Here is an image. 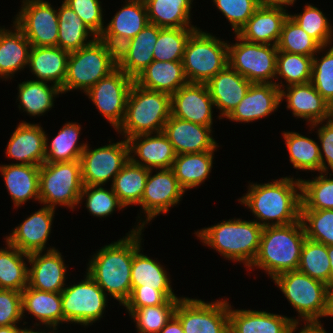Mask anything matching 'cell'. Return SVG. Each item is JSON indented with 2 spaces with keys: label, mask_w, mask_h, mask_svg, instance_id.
<instances>
[{
  "label": "cell",
  "mask_w": 333,
  "mask_h": 333,
  "mask_svg": "<svg viewBox=\"0 0 333 333\" xmlns=\"http://www.w3.org/2000/svg\"><path fill=\"white\" fill-rule=\"evenodd\" d=\"M99 37L105 28L104 9L100 0H62Z\"/></svg>",
  "instance_id": "9f6ffc18"
},
{
  "label": "cell",
  "mask_w": 333,
  "mask_h": 333,
  "mask_svg": "<svg viewBox=\"0 0 333 333\" xmlns=\"http://www.w3.org/2000/svg\"><path fill=\"white\" fill-rule=\"evenodd\" d=\"M40 206L42 207L39 210L32 212L3 238L10 245L27 254L57 249L54 246L47 247L56 209Z\"/></svg>",
  "instance_id": "e0dca14e"
},
{
  "label": "cell",
  "mask_w": 333,
  "mask_h": 333,
  "mask_svg": "<svg viewBox=\"0 0 333 333\" xmlns=\"http://www.w3.org/2000/svg\"><path fill=\"white\" fill-rule=\"evenodd\" d=\"M82 125L78 122L63 124L57 135L50 141L45 133V161L44 163L73 162L80 157L87 147L88 142L80 143ZM50 141V142H49ZM50 143V144H49Z\"/></svg>",
  "instance_id": "8d00e7d4"
},
{
  "label": "cell",
  "mask_w": 333,
  "mask_h": 333,
  "mask_svg": "<svg viewBox=\"0 0 333 333\" xmlns=\"http://www.w3.org/2000/svg\"><path fill=\"white\" fill-rule=\"evenodd\" d=\"M175 316L184 333H229V299L204 301L182 295Z\"/></svg>",
  "instance_id": "4fadbf2b"
},
{
  "label": "cell",
  "mask_w": 333,
  "mask_h": 333,
  "mask_svg": "<svg viewBox=\"0 0 333 333\" xmlns=\"http://www.w3.org/2000/svg\"><path fill=\"white\" fill-rule=\"evenodd\" d=\"M83 183L80 160L61 163H43L39 171V204L54 209L79 208ZM58 205V206H57Z\"/></svg>",
  "instance_id": "9c48e42d"
},
{
  "label": "cell",
  "mask_w": 333,
  "mask_h": 333,
  "mask_svg": "<svg viewBox=\"0 0 333 333\" xmlns=\"http://www.w3.org/2000/svg\"><path fill=\"white\" fill-rule=\"evenodd\" d=\"M160 27L148 23L135 37L117 49V67L133 79L153 60Z\"/></svg>",
  "instance_id": "484cf974"
},
{
  "label": "cell",
  "mask_w": 333,
  "mask_h": 333,
  "mask_svg": "<svg viewBox=\"0 0 333 333\" xmlns=\"http://www.w3.org/2000/svg\"><path fill=\"white\" fill-rule=\"evenodd\" d=\"M58 248L29 254L28 286L40 291L62 292L69 265ZM67 277V278H66Z\"/></svg>",
  "instance_id": "ffe728a7"
},
{
  "label": "cell",
  "mask_w": 333,
  "mask_h": 333,
  "mask_svg": "<svg viewBox=\"0 0 333 333\" xmlns=\"http://www.w3.org/2000/svg\"><path fill=\"white\" fill-rule=\"evenodd\" d=\"M194 0H144L148 21L160 28H198L192 24Z\"/></svg>",
  "instance_id": "74e56055"
},
{
  "label": "cell",
  "mask_w": 333,
  "mask_h": 333,
  "mask_svg": "<svg viewBox=\"0 0 333 333\" xmlns=\"http://www.w3.org/2000/svg\"><path fill=\"white\" fill-rule=\"evenodd\" d=\"M119 9L99 36L102 41L116 50L135 37L149 23L144 0H125Z\"/></svg>",
  "instance_id": "603a6c76"
},
{
  "label": "cell",
  "mask_w": 333,
  "mask_h": 333,
  "mask_svg": "<svg viewBox=\"0 0 333 333\" xmlns=\"http://www.w3.org/2000/svg\"><path fill=\"white\" fill-rule=\"evenodd\" d=\"M309 131L315 133L319 142L322 172L333 173V117L327 121H320L309 125ZM331 170V171H330Z\"/></svg>",
  "instance_id": "91938a15"
},
{
  "label": "cell",
  "mask_w": 333,
  "mask_h": 333,
  "mask_svg": "<svg viewBox=\"0 0 333 333\" xmlns=\"http://www.w3.org/2000/svg\"><path fill=\"white\" fill-rule=\"evenodd\" d=\"M159 333H184L179 319L174 315Z\"/></svg>",
  "instance_id": "6125c7cd"
},
{
  "label": "cell",
  "mask_w": 333,
  "mask_h": 333,
  "mask_svg": "<svg viewBox=\"0 0 333 333\" xmlns=\"http://www.w3.org/2000/svg\"><path fill=\"white\" fill-rule=\"evenodd\" d=\"M59 328L58 327H48V328H31L29 326V328L27 329V332L26 333H58L60 330H58ZM42 330V331H41ZM48 331V332H47ZM63 333V332H62Z\"/></svg>",
  "instance_id": "003e7915"
},
{
  "label": "cell",
  "mask_w": 333,
  "mask_h": 333,
  "mask_svg": "<svg viewBox=\"0 0 333 333\" xmlns=\"http://www.w3.org/2000/svg\"><path fill=\"white\" fill-rule=\"evenodd\" d=\"M129 159V144L124 137L116 143L109 139V144L95 149L87 144L80 157L83 185H106L109 181L113 182Z\"/></svg>",
  "instance_id": "5bb4252c"
},
{
  "label": "cell",
  "mask_w": 333,
  "mask_h": 333,
  "mask_svg": "<svg viewBox=\"0 0 333 333\" xmlns=\"http://www.w3.org/2000/svg\"><path fill=\"white\" fill-rule=\"evenodd\" d=\"M295 317L264 310L233 309L229 303V333H290Z\"/></svg>",
  "instance_id": "4316f807"
},
{
  "label": "cell",
  "mask_w": 333,
  "mask_h": 333,
  "mask_svg": "<svg viewBox=\"0 0 333 333\" xmlns=\"http://www.w3.org/2000/svg\"><path fill=\"white\" fill-rule=\"evenodd\" d=\"M251 84L229 65L206 83L214 107L219 110L217 119L226 118L232 112L241 102Z\"/></svg>",
  "instance_id": "f1b7e54d"
},
{
  "label": "cell",
  "mask_w": 333,
  "mask_h": 333,
  "mask_svg": "<svg viewBox=\"0 0 333 333\" xmlns=\"http://www.w3.org/2000/svg\"><path fill=\"white\" fill-rule=\"evenodd\" d=\"M262 230L254 220L230 218L198 229L194 234L204 246L211 247L225 260L248 268L257 255Z\"/></svg>",
  "instance_id": "277c9868"
},
{
  "label": "cell",
  "mask_w": 333,
  "mask_h": 333,
  "mask_svg": "<svg viewBox=\"0 0 333 333\" xmlns=\"http://www.w3.org/2000/svg\"><path fill=\"white\" fill-rule=\"evenodd\" d=\"M197 28H161L153 49L154 60L183 61L190 34Z\"/></svg>",
  "instance_id": "816d5d0a"
},
{
  "label": "cell",
  "mask_w": 333,
  "mask_h": 333,
  "mask_svg": "<svg viewBox=\"0 0 333 333\" xmlns=\"http://www.w3.org/2000/svg\"><path fill=\"white\" fill-rule=\"evenodd\" d=\"M332 318L333 317V288L329 290L328 293V311L326 318Z\"/></svg>",
  "instance_id": "a7ac6f4b"
},
{
  "label": "cell",
  "mask_w": 333,
  "mask_h": 333,
  "mask_svg": "<svg viewBox=\"0 0 333 333\" xmlns=\"http://www.w3.org/2000/svg\"><path fill=\"white\" fill-rule=\"evenodd\" d=\"M286 101V109L295 119H303L311 125L333 117L332 107L316 91L311 82L293 84L280 89V104Z\"/></svg>",
  "instance_id": "d6986e66"
},
{
  "label": "cell",
  "mask_w": 333,
  "mask_h": 333,
  "mask_svg": "<svg viewBox=\"0 0 333 333\" xmlns=\"http://www.w3.org/2000/svg\"><path fill=\"white\" fill-rule=\"evenodd\" d=\"M289 13L288 10L261 5L237 35L250 43L277 45Z\"/></svg>",
  "instance_id": "d6a6232c"
},
{
  "label": "cell",
  "mask_w": 333,
  "mask_h": 333,
  "mask_svg": "<svg viewBox=\"0 0 333 333\" xmlns=\"http://www.w3.org/2000/svg\"><path fill=\"white\" fill-rule=\"evenodd\" d=\"M22 318V294L11 289H0V327L28 322ZM25 321V322H24Z\"/></svg>",
  "instance_id": "680465c9"
},
{
  "label": "cell",
  "mask_w": 333,
  "mask_h": 333,
  "mask_svg": "<svg viewBox=\"0 0 333 333\" xmlns=\"http://www.w3.org/2000/svg\"><path fill=\"white\" fill-rule=\"evenodd\" d=\"M300 219L306 238L327 246L333 245V209H301Z\"/></svg>",
  "instance_id": "db71d44e"
},
{
  "label": "cell",
  "mask_w": 333,
  "mask_h": 333,
  "mask_svg": "<svg viewBox=\"0 0 333 333\" xmlns=\"http://www.w3.org/2000/svg\"><path fill=\"white\" fill-rule=\"evenodd\" d=\"M180 299H169L166 303L156 306H146L139 309H125L137 333H159L175 315Z\"/></svg>",
  "instance_id": "bcb514c9"
},
{
  "label": "cell",
  "mask_w": 333,
  "mask_h": 333,
  "mask_svg": "<svg viewBox=\"0 0 333 333\" xmlns=\"http://www.w3.org/2000/svg\"><path fill=\"white\" fill-rule=\"evenodd\" d=\"M311 83L333 109V44L322 46L313 56Z\"/></svg>",
  "instance_id": "f5cc1de1"
},
{
  "label": "cell",
  "mask_w": 333,
  "mask_h": 333,
  "mask_svg": "<svg viewBox=\"0 0 333 333\" xmlns=\"http://www.w3.org/2000/svg\"><path fill=\"white\" fill-rule=\"evenodd\" d=\"M7 29L0 26V80H12L28 66L31 43L13 22ZM12 28V29H11Z\"/></svg>",
  "instance_id": "f546056e"
},
{
  "label": "cell",
  "mask_w": 333,
  "mask_h": 333,
  "mask_svg": "<svg viewBox=\"0 0 333 333\" xmlns=\"http://www.w3.org/2000/svg\"><path fill=\"white\" fill-rule=\"evenodd\" d=\"M170 115V95L145 89L133 82L123 122L115 132L126 140L136 135L162 132Z\"/></svg>",
  "instance_id": "5b68a950"
},
{
  "label": "cell",
  "mask_w": 333,
  "mask_h": 333,
  "mask_svg": "<svg viewBox=\"0 0 333 333\" xmlns=\"http://www.w3.org/2000/svg\"><path fill=\"white\" fill-rule=\"evenodd\" d=\"M134 82L148 90L172 96L188 83L182 61L153 60L135 78Z\"/></svg>",
  "instance_id": "e575fe53"
},
{
  "label": "cell",
  "mask_w": 333,
  "mask_h": 333,
  "mask_svg": "<svg viewBox=\"0 0 333 333\" xmlns=\"http://www.w3.org/2000/svg\"><path fill=\"white\" fill-rule=\"evenodd\" d=\"M298 270L327 284L330 277L327 245L306 238L301 250Z\"/></svg>",
  "instance_id": "681fc988"
},
{
  "label": "cell",
  "mask_w": 333,
  "mask_h": 333,
  "mask_svg": "<svg viewBox=\"0 0 333 333\" xmlns=\"http://www.w3.org/2000/svg\"><path fill=\"white\" fill-rule=\"evenodd\" d=\"M174 290H156L143 288V286H132L129 299L124 303L125 309H139L146 306H156L166 303L169 299H181Z\"/></svg>",
  "instance_id": "6f0895ef"
},
{
  "label": "cell",
  "mask_w": 333,
  "mask_h": 333,
  "mask_svg": "<svg viewBox=\"0 0 333 333\" xmlns=\"http://www.w3.org/2000/svg\"><path fill=\"white\" fill-rule=\"evenodd\" d=\"M306 234L301 219L287 225L263 227L259 249L252 264L246 269L262 270L274 279L284 272L298 270Z\"/></svg>",
  "instance_id": "3957f363"
},
{
  "label": "cell",
  "mask_w": 333,
  "mask_h": 333,
  "mask_svg": "<svg viewBox=\"0 0 333 333\" xmlns=\"http://www.w3.org/2000/svg\"><path fill=\"white\" fill-rule=\"evenodd\" d=\"M280 107V89L275 84L252 83L241 102L226 117L231 122L252 123L269 117Z\"/></svg>",
  "instance_id": "cb8c5ba5"
},
{
  "label": "cell",
  "mask_w": 333,
  "mask_h": 333,
  "mask_svg": "<svg viewBox=\"0 0 333 333\" xmlns=\"http://www.w3.org/2000/svg\"><path fill=\"white\" fill-rule=\"evenodd\" d=\"M271 281L297 312L295 324H321L320 319L326 318L329 289L325 283L299 270L284 272Z\"/></svg>",
  "instance_id": "8992f818"
},
{
  "label": "cell",
  "mask_w": 333,
  "mask_h": 333,
  "mask_svg": "<svg viewBox=\"0 0 333 333\" xmlns=\"http://www.w3.org/2000/svg\"><path fill=\"white\" fill-rule=\"evenodd\" d=\"M148 174L149 169L129 159L115 176L110 186L125 208L141 203Z\"/></svg>",
  "instance_id": "7bdbcfd3"
},
{
  "label": "cell",
  "mask_w": 333,
  "mask_h": 333,
  "mask_svg": "<svg viewBox=\"0 0 333 333\" xmlns=\"http://www.w3.org/2000/svg\"><path fill=\"white\" fill-rule=\"evenodd\" d=\"M22 318L32 316L36 322L31 328L60 327L63 325L61 292L40 291L29 286L22 292ZM26 313V314H25Z\"/></svg>",
  "instance_id": "4dcf8cb0"
},
{
  "label": "cell",
  "mask_w": 333,
  "mask_h": 333,
  "mask_svg": "<svg viewBox=\"0 0 333 333\" xmlns=\"http://www.w3.org/2000/svg\"><path fill=\"white\" fill-rule=\"evenodd\" d=\"M289 162L296 170L322 172L319 142L296 131H283Z\"/></svg>",
  "instance_id": "60d3db41"
},
{
  "label": "cell",
  "mask_w": 333,
  "mask_h": 333,
  "mask_svg": "<svg viewBox=\"0 0 333 333\" xmlns=\"http://www.w3.org/2000/svg\"><path fill=\"white\" fill-rule=\"evenodd\" d=\"M127 141L130 160L134 164L149 170L172 168L176 153L163 131L136 135Z\"/></svg>",
  "instance_id": "d4e9b609"
},
{
  "label": "cell",
  "mask_w": 333,
  "mask_h": 333,
  "mask_svg": "<svg viewBox=\"0 0 333 333\" xmlns=\"http://www.w3.org/2000/svg\"><path fill=\"white\" fill-rule=\"evenodd\" d=\"M28 327H20L19 325H10L0 327V333H26Z\"/></svg>",
  "instance_id": "e7e4bbea"
},
{
  "label": "cell",
  "mask_w": 333,
  "mask_h": 333,
  "mask_svg": "<svg viewBox=\"0 0 333 333\" xmlns=\"http://www.w3.org/2000/svg\"><path fill=\"white\" fill-rule=\"evenodd\" d=\"M117 68V50L99 37L86 47L69 53L62 93H86Z\"/></svg>",
  "instance_id": "52a82bcc"
},
{
  "label": "cell",
  "mask_w": 333,
  "mask_h": 333,
  "mask_svg": "<svg viewBox=\"0 0 333 333\" xmlns=\"http://www.w3.org/2000/svg\"><path fill=\"white\" fill-rule=\"evenodd\" d=\"M31 79L18 83L16 103L19 102L17 104L20 111L36 118L54 108L56 97L63 93L57 85Z\"/></svg>",
  "instance_id": "d590c367"
},
{
  "label": "cell",
  "mask_w": 333,
  "mask_h": 333,
  "mask_svg": "<svg viewBox=\"0 0 333 333\" xmlns=\"http://www.w3.org/2000/svg\"><path fill=\"white\" fill-rule=\"evenodd\" d=\"M4 242L6 247L0 248V289L22 292L28 286L29 254Z\"/></svg>",
  "instance_id": "b9f144b4"
},
{
  "label": "cell",
  "mask_w": 333,
  "mask_h": 333,
  "mask_svg": "<svg viewBox=\"0 0 333 333\" xmlns=\"http://www.w3.org/2000/svg\"><path fill=\"white\" fill-rule=\"evenodd\" d=\"M295 2H297V0H261V5L287 10L288 6L291 8Z\"/></svg>",
  "instance_id": "be15d7a7"
},
{
  "label": "cell",
  "mask_w": 333,
  "mask_h": 333,
  "mask_svg": "<svg viewBox=\"0 0 333 333\" xmlns=\"http://www.w3.org/2000/svg\"><path fill=\"white\" fill-rule=\"evenodd\" d=\"M39 171L40 166L25 164H0L8 195L14 208L22 207L30 200L39 203Z\"/></svg>",
  "instance_id": "1f68e13d"
},
{
  "label": "cell",
  "mask_w": 333,
  "mask_h": 333,
  "mask_svg": "<svg viewBox=\"0 0 333 333\" xmlns=\"http://www.w3.org/2000/svg\"><path fill=\"white\" fill-rule=\"evenodd\" d=\"M211 2L227 19L233 34H237L261 6V0H212Z\"/></svg>",
  "instance_id": "11a10c76"
},
{
  "label": "cell",
  "mask_w": 333,
  "mask_h": 333,
  "mask_svg": "<svg viewBox=\"0 0 333 333\" xmlns=\"http://www.w3.org/2000/svg\"><path fill=\"white\" fill-rule=\"evenodd\" d=\"M106 188L105 185H83L79 199V204L85 200V207L91 216L106 219L115 211L125 210V206L119 201V198L112 190V187ZM117 209V210H116Z\"/></svg>",
  "instance_id": "7dc6e473"
},
{
  "label": "cell",
  "mask_w": 333,
  "mask_h": 333,
  "mask_svg": "<svg viewBox=\"0 0 333 333\" xmlns=\"http://www.w3.org/2000/svg\"><path fill=\"white\" fill-rule=\"evenodd\" d=\"M305 4L300 13H289V16L321 46L332 45L333 26L331 19L328 20L325 13L314 4H308V2Z\"/></svg>",
  "instance_id": "c3c4849f"
},
{
  "label": "cell",
  "mask_w": 333,
  "mask_h": 333,
  "mask_svg": "<svg viewBox=\"0 0 333 333\" xmlns=\"http://www.w3.org/2000/svg\"><path fill=\"white\" fill-rule=\"evenodd\" d=\"M182 62L188 82L206 84L228 65V41L198 27L186 42Z\"/></svg>",
  "instance_id": "ba28073f"
},
{
  "label": "cell",
  "mask_w": 333,
  "mask_h": 333,
  "mask_svg": "<svg viewBox=\"0 0 333 333\" xmlns=\"http://www.w3.org/2000/svg\"><path fill=\"white\" fill-rule=\"evenodd\" d=\"M132 227L122 238L99 247L86 263L85 272L120 306L132 292L133 232L139 229L137 225Z\"/></svg>",
  "instance_id": "7a4b0ae2"
},
{
  "label": "cell",
  "mask_w": 333,
  "mask_h": 333,
  "mask_svg": "<svg viewBox=\"0 0 333 333\" xmlns=\"http://www.w3.org/2000/svg\"><path fill=\"white\" fill-rule=\"evenodd\" d=\"M228 41V65L251 83L275 84L277 45L250 43L237 34Z\"/></svg>",
  "instance_id": "8fae6325"
},
{
  "label": "cell",
  "mask_w": 333,
  "mask_h": 333,
  "mask_svg": "<svg viewBox=\"0 0 333 333\" xmlns=\"http://www.w3.org/2000/svg\"><path fill=\"white\" fill-rule=\"evenodd\" d=\"M69 52L58 46H31L27 69L34 80L63 86L67 74Z\"/></svg>",
  "instance_id": "836d02e7"
},
{
  "label": "cell",
  "mask_w": 333,
  "mask_h": 333,
  "mask_svg": "<svg viewBox=\"0 0 333 333\" xmlns=\"http://www.w3.org/2000/svg\"><path fill=\"white\" fill-rule=\"evenodd\" d=\"M214 103L204 83L183 85L171 96V115L203 126L213 127Z\"/></svg>",
  "instance_id": "ac0fdd59"
},
{
  "label": "cell",
  "mask_w": 333,
  "mask_h": 333,
  "mask_svg": "<svg viewBox=\"0 0 333 333\" xmlns=\"http://www.w3.org/2000/svg\"><path fill=\"white\" fill-rule=\"evenodd\" d=\"M13 22L31 46H57L58 12L49 0H22Z\"/></svg>",
  "instance_id": "9a60e30c"
},
{
  "label": "cell",
  "mask_w": 333,
  "mask_h": 333,
  "mask_svg": "<svg viewBox=\"0 0 333 333\" xmlns=\"http://www.w3.org/2000/svg\"><path fill=\"white\" fill-rule=\"evenodd\" d=\"M247 193L237 199L247 206L260 226H277L295 223L301 215L300 179L289 176L271 182H250Z\"/></svg>",
  "instance_id": "6da1fadb"
},
{
  "label": "cell",
  "mask_w": 333,
  "mask_h": 333,
  "mask_svg": "<svg viewBox=\"0 0 333 333\" xmlns=\"http://www.w3.org/2000/svg\"><path fill=\"white\" fill-rule=\"evenodd\" d=\"M322 46L308 35L289 15L285 19L279 41L278 51L313 57Z\"/></svg>",
  "instance_id": "f907efd6"
},
{
  "label": "cell",
  "mask_w": 333,
  "mask_h": 333,
  "mask_svg": "<svg viewBox=\"0 0 333 333\" xmlns=\"http://www.w3.org/2000/svg\"><path fill=\"white\" fill-rule=\"evenodd\" d=\"M213 127L203 126L170 115L163 133L173 146L176 155L217 151L219 145Z\"/></svg>",
  "instance_id": "44dd1931"
},
{
  "label": "cell",
  "mask_w": 333,
  "mask_h": 333,
  "mask_svg": "<svg viewBox=\"0 0 333 333\" xmlns=\"http://www.w3.org/2000/svg\"><path fill=\"white\" fill-rule=\"evenodd\" d=\"M185 193L172 169L149 170L141 203L138 205L141 209L136 225L147 228L145 226L151 224L157 216L165 215L171 207L180 205Z\"/></svg>",
  "instance_id": "7c38bea8"
},
{
  "label": "cell",
  "mask_w": 333,
  "mask_h": 333,
  "mask_svg": "<svg viewBox=\"0 0 333 333\" xmlns=\"http://www.w3.org/2000/svg\"><path fill=\"white\" fill-rule=\"evenodd\" d=\"M84 279L67 284L61 292L63 324L94 325L106 313L108 296L87 272Z\"/></svg>",
  "instance_id": "30bf717a"
},
{
  "label": "cell",
  "mask_w": 333,
  "mask_h": 333,
  "mask_svg": "<svg viewBox=\"0 0 333 333\" xmlns=\"http://www.w3.org/2000/svg\"><path fill=\"white\" fill-rule=\"evenodd\" d=\"M16 126L5 148L7 158L14 160L12 164L16 160V164L41 166L45 161L46 131L43 126L24 120Z\"/></svg>",
  "instance_id": "7402d4cb"
},
{
  "label": "cell",
  "mask_w": 333,
  "mask_h": 333,
  "mask_svg": "<svg viewBox=\"0 0 333 333\" xmlns=\"http://www.w3.org/2000/svg\"><path fill=\"white\" fill-rule=\"evenodd\" d=\"M144 228L133 232V261L131 268L132 286H143V288L156 290H173L172 280L166 266L160 264L147 254L143 253L142 238Z\"/></svg>",
  "instance_id": "83f0119b"
},
{
  "label": "cell",
  "mask_w": 333,
  "mask_h": 333,
  "mask_svg": "<svg viewBox=\"0 0 333 333\" xmlns=\"http://www.w3.org/2000/svg\"><path fill=\"white\" fill-rule=\"evenodd\" d=\"M332 176L333 173L320 172L312 179L299 178L301 184V209H333Z\"/></svg>",
  "instance_id": "f6af8a7d"
},
{
  "label": "cell",
  "mask_w": 333,
  "mask_h": 333,
  "mask_svg": "<svg viewBox=\"0 0 333 333\" xmlns=\"http://www.w3.org/2000/svg\"><path fill=\"white\" fill-rule=\"evenodd\" d=\"M133 82L132 77L117 67L84 93L114 130L123 122Z\"/></svg>",
  "instance_id": "2e32d148"
},
{
  "label": "cell",
  "mask_w": 333,
  "mask_h": 333,
  "mask_svg": "<svg viewBox=\"0 0 333 333\" xmlns=\"http://www.w3.org/2000/svg\"><path fill=\"white\" fill-rule=\"evenodd\" d=\"M58 41L57 46L70 52L88 46L98 37L87 27L75 11L63 1L57 6ZM92 37V38H91Z\"/></svg>",
  "instance_id": "f35d334b"
},
{
  "label": "cell",
  "mask_w": 333,
  "mask_h": 333,
  "mask_svg": "<svg viewBox=\"0 0 333 333\" xmlns=\"http://www.w3.org/2000/svg\"><path fill=\"white\" fill-rule=\"evenodd\" d=\"M327 252L330 259V277L326 285L327 288L330 290L333 288V245L327 246Z\"/></svg>",
  "instance_id": "03108f58"
},
{
  "label": "cell",
  "mask_w": 333,
  "mask_h": 333,
  "mask_svg": "<svg viewBox=\"0 0 333 333\" xmlns=\"http://www.w3.org/2000/svg\"><path fill=\"white\" fill-rule=\"evenodd\" d=\"M302 328H301V327ZM300 328V329H299ZM327 333L326 329L323 326V323L321 324H295L292 329L290 330V333Z\"/></svg>",
  "instance_id": "94428289"
},
{
  "label": "cell",
  "mask_w": 333,
  "mask_h": 333,
  "mask_svg": "<svg viewBox=\"0 0 333 333\" xmlns=\"http://www.w3.org/2000/svg\"><path fill=\"white\" fill-rule=\"evenodd\" d=\"M214 152L217 151L176 155L171 169L185 191L199 188L209 178L214 164Z\"/></svg>",
  "instance_id": "ab89813d"
},
{
  "label": "cell",
  "mask_w": 333,
  "mask_h": 333,
  "mask_svg": "<svg viewBox=\"0 0 333 333\" xmlns=\"http://www.w3.org/2000/svg\"><path fill=\"white\" fill-rule=\"evenodd\" d=\"M312 65L311 56L278 51L275 85L282 89L293 84L311 82Z\"/></svg>",
  "instance_id": "ee69618b"
}]
</instances>
